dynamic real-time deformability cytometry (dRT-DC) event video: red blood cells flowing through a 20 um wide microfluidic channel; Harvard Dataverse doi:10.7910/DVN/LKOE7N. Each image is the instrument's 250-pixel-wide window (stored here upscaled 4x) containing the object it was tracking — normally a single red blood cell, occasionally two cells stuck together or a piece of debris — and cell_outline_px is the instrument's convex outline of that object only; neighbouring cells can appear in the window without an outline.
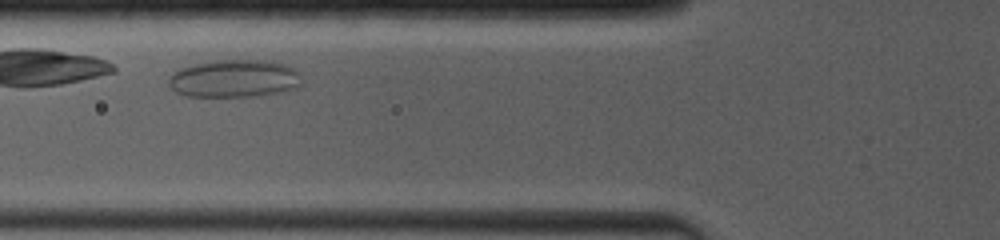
{"species": "common noctule bat (a hibernating species)", "species_latin": "Nyctalus noctula", "temperature_condition": "room temperature", "stored_images_in_passage": 8, "camera_frame_rate_fps": 4000, "um_per_image_px": 0.085, "animal": {"sex": "female", "body_mass_g": 19.0, "forearm_length_mm": 53.3}, "frame": {"image": 1, "passage_image": 7, "time_ms": 1.25, "image_size_px": [1000, 240], "cell_outline_px": [[300, 88], [284, 92], [256, 96], [188, 96], [176, 92], [168, 84], [168, 80], [172, 72], [180, 68], [196, 64], [216, 60], [264, 60], [284, 64], [292, 68], [296, 72], [300, 84]], "centroid_in_image_um": [19.9, 6.69], "position_along_channel_um": 105.9, "area_um2": 29.13}}